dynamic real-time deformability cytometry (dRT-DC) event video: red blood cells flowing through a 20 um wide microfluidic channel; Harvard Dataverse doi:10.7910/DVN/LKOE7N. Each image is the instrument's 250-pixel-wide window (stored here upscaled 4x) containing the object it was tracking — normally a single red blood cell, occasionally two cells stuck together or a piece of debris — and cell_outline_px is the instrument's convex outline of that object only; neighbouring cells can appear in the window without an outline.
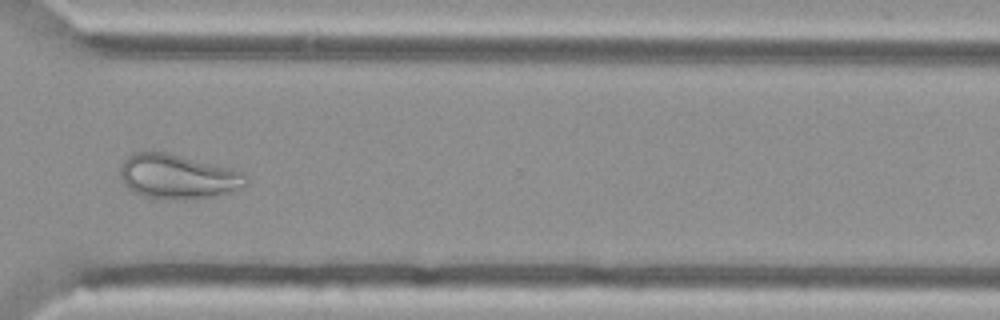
{"species": "Egyptian fruit bat (a non-hibernating species)", "species_latin": "Rousettus aegyptiacus", "temperature_condition": "cold", "stored_images_in_passage": 50, "camera_frame_rate_fps": 3000, "um_per_image_px": 0.085, "animal": {"sex": "female"}, "frame": {"image": 1, "passage_image": 36, "time_ms": 11.667, "image_size_px": [1000, 320], "cell_outline_px": [[248, 184], [244, 188], [216, 196], [192, 200], [168, 200], [144, 196], [128, 188], [124, 184], [120, 176], [120, 164], [132, 152], [164, 152], [244, 172], [248, 180]], "centroid_in_image_um": [15.12, 15.04], "position_along_channel_um": 355.5, "area_um2": 32.77}}